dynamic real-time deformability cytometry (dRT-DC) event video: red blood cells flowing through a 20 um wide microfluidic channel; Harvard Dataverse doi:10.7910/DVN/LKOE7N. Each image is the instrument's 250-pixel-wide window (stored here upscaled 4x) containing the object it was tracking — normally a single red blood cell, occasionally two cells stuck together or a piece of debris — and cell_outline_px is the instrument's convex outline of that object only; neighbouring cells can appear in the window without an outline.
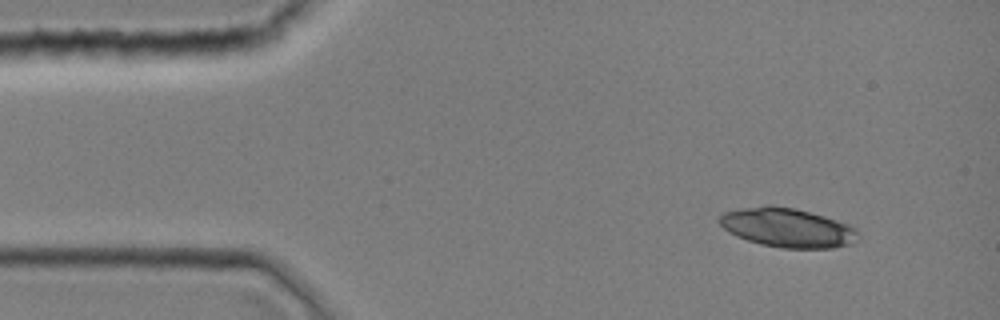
{"species": "common noctule bat (a hibernating species)", "species_latin": "Nyctalus noctula", "temperature_condition": "room temperature", "stored_images_in_passage": 40, "camera_frame_rate_fps": 3000, "um_per_image_px": 0.085, "animal": {"sex": "female", "body_mass_g": 19.0, "forearm_length_mm": 51.5}, "frame": {"image": 1, "passage_image": 1, "time_ms": 0.0, "image_size_px": [1000, 320], "cell_outline_px": [[856, 232], [848, 244], [832, 248], [780, 248], [760, 244], [736, 236], [728, 232], [720, 224], [720, 216], [724, 212], [740, 208], [768, 204], [772, 204], [792, 208], [824, 216], [852, 224], [856, 228]], "centroid_in_image_um": [66.87, 19.34], "position_along_channel_um": 18.1, "area_um2": 31.39}}